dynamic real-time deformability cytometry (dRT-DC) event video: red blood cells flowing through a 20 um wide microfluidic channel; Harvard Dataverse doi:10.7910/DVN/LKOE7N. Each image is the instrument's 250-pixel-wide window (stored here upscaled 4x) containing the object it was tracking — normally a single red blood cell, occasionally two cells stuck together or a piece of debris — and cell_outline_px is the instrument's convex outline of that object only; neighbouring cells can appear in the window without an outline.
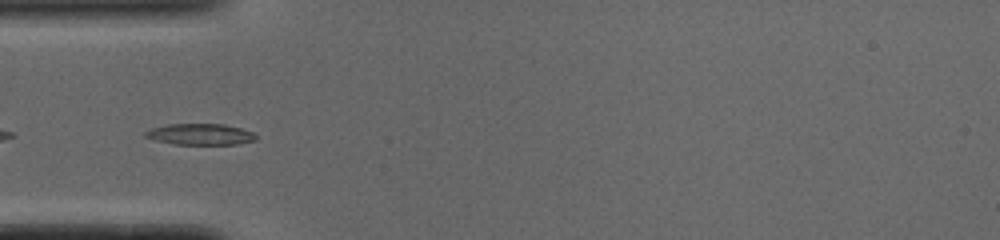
{"species": "common noctule bat (a hibernating species)", "species_latin": "Nyctalus noctula", "temperature_condition": "cold", "stored_images_in_passage": 42, "camera_frame_rate_fps": 3000, "um_per_image_px": 0.085, "animal": {"sex": "male", "body_mass_g": 19.0, "forearm_length_mm": 50.8}, "frame": {"image": 1, "passage_image": 6, "time_ms": 1.667, "image_size_px": [1000, 240], "cell_outline_px": [[256, 140], [236, 144], [176, 144], [156, 140], [144, 136], [144, 132], [152, 128], [168, 124], [224, 124], [240, 128], [252, 132], [256, 136]], "centroid_in_image_um": [17.02, 11.41], "position_along_channel_um": 68.0, "area_um2": 13.47}}
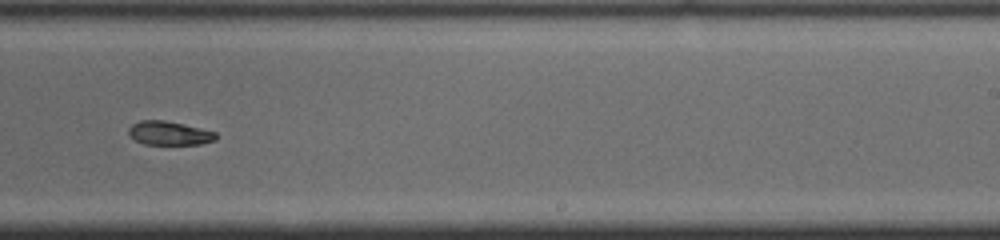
{"frame": {"image": 2, "passage_image": 22, "time_ms": 7.0, "image_size_px": [1000, 240], "cell_outline_px": [[216, 140], [200, 144], [144, 144], [136, 140], [128, 132], [128, 128], [132, 124], [140, 120], [164, 120], [184, 124], [216, 132]], "centroid_in_image_um": [14.39, 11.31], "position_along_channel_um": 274.6, "area_um2": 12.02}}
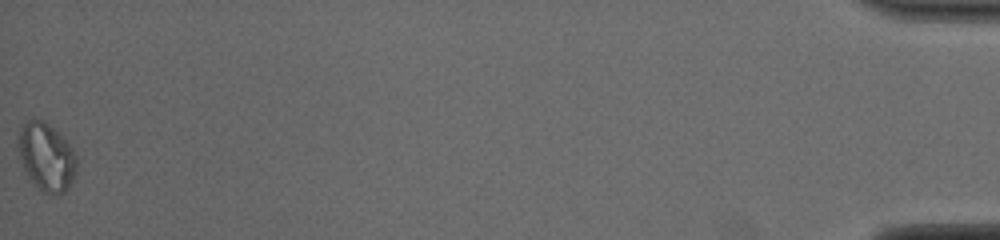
{"frame": {"image": 3, "passage_image": 42, "time_ms": 13.667, "image_size_px": [1000, 240], "cell_outline_px": [[76, 168], [72, 180], [68, 188], [60, 196], [52, 196], [44, 192], [24, 172], [20, 156], [20, 128], [24, 120], [44, 120], [60, 132], [64, 136], [72, 148], [76, 156]], "centroid_in_image_um": [3.98, 13.33], "position_along_channel_um": 431.2, "area_um2": 23.06}, "authors_computed_cell_mechanics": {"area_um2": 13.3807, "velocity_mm_per_s": 3.8792, "shape_relaxation_time_tau1_ms": 5.4356, "shape_relaxation_time_tau2_ms": 2.2381, "deformation_change_tau1": 0.1588, "deformation_change_tau2": 0.0738}}